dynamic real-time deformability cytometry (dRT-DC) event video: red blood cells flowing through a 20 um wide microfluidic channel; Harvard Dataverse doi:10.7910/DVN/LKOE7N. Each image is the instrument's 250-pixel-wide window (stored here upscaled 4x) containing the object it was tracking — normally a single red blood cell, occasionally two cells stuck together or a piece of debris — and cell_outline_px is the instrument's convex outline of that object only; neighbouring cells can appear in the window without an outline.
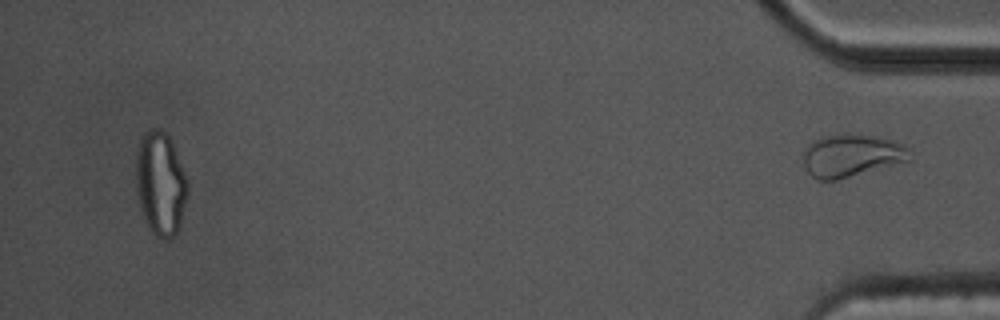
{"species": "common noctule bat (a hibernating species)", "species_latin": "Nyctalus noctula", "temperature_condition": "cold", "stored_images_in_passage": 53, "segment_of_instrument_passage": [2, 2], "camera_frame_rate_fps": 3000, "um_per_image_px": 0.085, "animal": {"sex": "male", "body_mass_g": 17.5, "forearm_length_mm": 52.3}, "frame": {"image": 1, "passage_image": 53, "time_ms": 17.333, "image_size_px": [1000, 320], "cell_outline_px": [[912, 160], [836, 180], [816, 180], [808, 172], [804, 164], [804, 148], [812, 140], [820, 136], [848, 132], [876, 136], [892, 140], [908, 148], [912, 156]], "centroid_in_image_um": [72.36, 13.19], "position_along_channel_um": 362.8, "area_um2": 26.88}}